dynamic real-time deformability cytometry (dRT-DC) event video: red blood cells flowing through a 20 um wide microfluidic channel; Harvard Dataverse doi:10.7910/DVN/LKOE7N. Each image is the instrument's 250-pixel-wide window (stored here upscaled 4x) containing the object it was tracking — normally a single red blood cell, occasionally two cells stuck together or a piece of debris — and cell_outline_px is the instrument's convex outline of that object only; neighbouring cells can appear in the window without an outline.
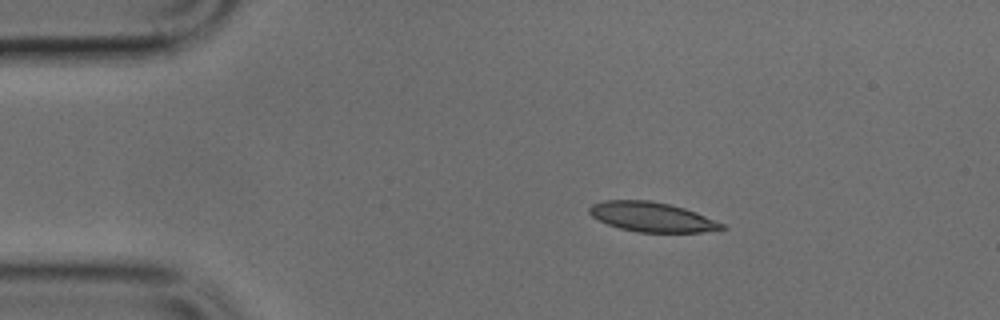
{"species": "common noctule bat (a hibernating species)", "species_latin": "Nyctalus noctula", "temperature_condition": "cold", "stored_images_in_passage": 3, "camera_frame_rate_fps": 3000, "um_per_image_px": 0.085, "animal": {"sex": "male", "body_mass_g": 17.9, "forearm_length_mm": 54.2}, "frame": {"image": 1, "passage_image": 1, "time_ms": 0.0, "image_size_px": [1000, 320], "cell_outline_px": [[728, 228], [700, 232], [636, 232], [620, 228], [608, 224], [592, 216], [588, 212], [588, 208], [592, 204], [604, 200], [648, 200], [668, 204], [684, 208], [696, 212], [724, 224]], "centroid_in_image_um": [55.4, 18.44], "position_along_channel_um": 29.6, "area_um2": 22.72}}